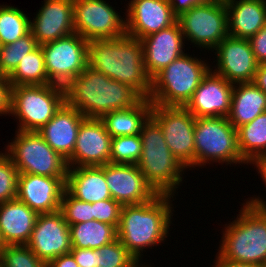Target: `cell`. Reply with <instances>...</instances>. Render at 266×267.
I'll list each match as a JSON object with an SVG mask.
<instances>
[{
	"label": "cell",
	"mask_w": 266,
	"mask_h": 267,
	"mask_svg": "<svg viewBox=\"0 0 266 267\" xmlns=\"http://www.w3.org/2000/svg\"><path fill=\"white\" fill-rule=\"evenodd\" d=\"M247 199L237 217L223 225L216 255L227 261L266 266V199L255 194Z\"/></svg>",
	"instance_id": "obj_2"
},
{
	"label": "cell",
	"mask_w": 266,
	"mask_h": 267,
	"mask_svg": "<svg viewBox=\"0 0 266 267\" xmlns=\"http://www.w3.org/2000/svg\"><path fill=\"white\" fill-rule=\"evenodd\" d=\"M209 0H168L171 5L173 13L179 17L185 11L196 5L206 3Z\"/></svg>",
	"instance_id": "obj_43"
},
{
	"label": "cell",
	"mask_w": 266,
	"mask_h": 267,
	"mask_svg": "<svg viewBox=\"0 0 266 267\" xmlns=\"http://www.w3.org/2000/svg\"><path fill=\"white\" fill-rule=\"evenodd\" d=\"M11 101V84L7 76L0 79V116H9ZM8 114V115H7Z\"/></svg>",
	"instance_id": "obj_42"
},
{
	"label": "cell",
	"mask_w": 266,
	"mask_h": 267,
	"mask_svg": "<svg viewBox=\"0 0 266 267\" xmlns=\"http://www.w3.org/2000/svg\"><path fill=\"white\" fill-rule=\"evenodd\" d=\"M177 21L185 41L201 51L205 49V53L212 52L229 35L227 8L222 1L209 0L193 6L182 13Z\"/></svg>",
	"instance_id": "obj_10"
},
{
	"label": "cell",
	"mask_w": 266,
	"mask_h": 267,
	"mask_svg": "<svg viewBox=\"0 0 266 267\" xmlns=\"http://www.w3.org/2000/svg\"><path fill=\"white\" fill-rule=\"evenodd\" d=\"M51 84L65 87L88 66V41L78 33L41 45Z\"/></svg>",
	"instance_id": "obj_12"
},
{
	"label": "cell",
	"mask_w": 266,
	"mask_h": 267,
	"mask_svg": "<svg viewBox=\"0 0 266 267\" xmlns=\"http://www.w3.org/2000/svg\"><path fill=\"white\" fill-rule=\"evenodd\" d=\"M124 15L126 34L139 40L170 27L178 19L168 0H135Z\"/></svg>",
	"instance_id": "obj_18"
},
{
	"label": "cell",
	"mask_w": 266,
	"mask_h": 267,
	"mask_svg": "<svg viewBox=\"0 0 266 267\" xmlns=\"http://www.w3.org/2000/svg\"><path fill=\"white\" fill-rule=\"evenodd\" d=\"M66 177H49L19 173L17 199L24 202L37 214L60 210Z\"/></svg>",
	"instance_id": "obj_21"
},
{
	"label": "cell",
	"mask_w": 266,
	"mask_h": 267,
	"mask_svg": "<svg viewBox=\"0 0 266 267\" xmlns=\"http://www.w3.org/2000/svg\"><path fill=\"white\" fill-rule=\"evenodd\" d=\"M13 86L47 85L51 84L45 68L44 55L41 46L26 54L16 69L8 76Z\"/></svg>",
	"instance_id": "obj_31"
},
{
	"label": "cell",
	"mask_w": 266,
	"mask_h": 267,
	"mask_svg": "<svg viewBox=\"0 0 266 267\" xmlns=\"http://www.w3.org/2000/svg\"><path fill=\"white\" fill-rule=\"evenodd\" d=\"M111 139L100 119L85 118L78 131L68 167L103 166L110 163Z\"/></svg>",
	"instance_id": "obj_17"
},
{
	"label": "cell",
	"mask_w": 266,
	"mask_h": 267,
	"mask_svg": "<svg viewBox=\"0 0 266 267\" xmlns=\"http://www.w3.org/2000/svg\"><path fill=\"white\" fill-rule=\"evenodd\" d=\"M133 1H135V0H129V1H127L128 3L125 6H128Z\"/></svg>",
	"instance_id": "obj_50"
},
{
	"label": "cell",
	"mask_w": 266,
	"mask_h": 267,
	"mask_svg": "<svg viewBox=\"0 0 266 267\" xmlns=\"http://www.w3.org/2000/svg\"><path fill=\"white\" fill-rule=\"evenodd\" d=\"M215 64L214 72L228 82H252L259 63L252 51L249 39L236 38L228 35L212 51Z\"/></svg>",
	"instance_id": "obj_14"
},
{
	"label": "cell",
	"mask_w": 266,
	"mask_h": 267,
	"mask_svg": "<svg viewBox=\"0 0 266 267\" xmlns=\"http://www.w3.org/2000/svg\"><path fill=\"white\" fill-rule=\"evenodd\" d=\"M65 103L86 118L100 119L115 110L137 105L143 97L130 86L110 79L87 66L65 87Z\"/></svg>",
	"instance_id": "obj_4"
},
{
	"label": "cell",
	"mask_w": 266,
	"mask_h": 267,
	"mask_svg": "<svg viewBox=\"0 0 266 267\" xmlns=\"http://www.w3.org/2000/svg\"><path fill=\"white\" fill-rule=\"evenodd\" d=\"M38 214L18 200L0 204V238L4 245H27Z\"/></svg>",
	"instance_id": "obj_24"
},
{
	"label": "cell",
	"mask_w": 266,
	"mask_h": 267,
	"mask_svg": "<svg viewBox=\"0 0 266 267\" xmlns=\"http://www.w3.org/2000/svg\"><path fill=\"white\" fill-rule=\"evenodd\" d=\"M115 8L106 0H73L75 33L88 42L125 35V15Z\"/></svg>",
	"instance_id": "obj_13"
},
{
	"label": "cell",
	"mask_w": 266,
	"mask_h": 267,
	"mask_svg": "<svg viewBox=\"0 0 266 267\" xmlns=\"http://www.w3.org/2000/svg\"><path fill=\"white\" fill-rule=\"evenodd\" d=\"M175 196L158 193L145 203L122 205L117 238L140 264L147 249L161 246L169 237Z\"/></svg>",
	"instance_id": "obj_1"
},
{
	"label": "cell",
	"mask_w": 266,
	"mask_h": 267,
	"mask_svg": "<svg viewBox=\"0 0 266 267\" xmlns=\"http://www.w3.org/2000/svg\"><path fill=\"white\" fill-rule=\"evenodd\" d=\"M225 5L232 37L250 39L266 24V0H228Z\"/></svg>",
	"instance_id": "obj_25"
},
{
	"label": "cell",
	"mask_w": 266,
	"mask_h": 267,
	"mask_svg": "<svg viewBox=\"0 0 266 267\" xmlns=\"http://www.w3.org/2000/svg\"><path fill=\"white\" fill-rule=\"evenodd\" d=\"M238 149L248 163L266 158V112L237 129Z\"/></svg>",
	"instance_id": "obj_29"
},
{
	"label": "cell",
	"mask_w": 266,
	"mask_h": 267,
	"mask_svg": "<svg viewBox=\"0 0 266 267\" xmlns=\"http://www.w3.org/2000/svg\"><path fill=\"white\" fill-rule=\"evenodd\" d=\"M147 262H145V263H142V264H140L138 267H152V265L151 264H149L148 265V263L146 264ZM154 267V266H153Z\"/></svg>",
	"instance_id": "obj_48"
},
{
	"label": "cell",
	"mask_w": 266,
	"mask_h": 267,
	"mask_svg": "<svg viewBox=\"0 0 266 267\" xmlns=\"http://www.w3.org/2000/svg\"><path fill=\"white\" fill-rule=\"evenodd\" d=\"M152 102L143 98L137 105L124 110H115L103 115L100 120L108 134L116 136L140 135L143 124L151 116Z\"/></svg>",
	"instance_id": "obj_28"
},
{
	"label": "cell",
	"mask_w": 266,
	"mask_h": 267,
	"mask_svg": "<svg viewBox=\"0 0 266 267\" xmlns=\"http://www.w3.org/2000/svg\"><path fill=\"white\" fill-rule=\"evenodd\" d=\"M4 75L0 72V79L3 77Z\"/></svg>",
	"instance_id": "obj_51"
},
{
	"label": "cell",
	"mask_w": 266,
	"mask_h": 267,
	"mask_svg": "<svg viewBox=\"0 0 266 267\" xmlns=\"http://www.w3.org/2000/svg\"><path fill=\"white\" fill-rule=\"evenodd\" d=\"M266 112V94L253 82L234 84L229 122L238 129Z\"/></svg>",
	"instance_id": "obj_27"
},
{
	"label": "cell",
	"mask_w": 266,
	"mask_h": 267,
	"mask_svg": "<svg viewBox=\"0 0 266 267\" xmlns=\"http://www.w3.org/2000/svg\"><path fill=\"white\" fill-rule=\"evenodd\" d=\"M104 173L111 198L121 205L142 204L158 194L135 164L110 162Z\"/></svg>",
	"instance_id": "obj_16"
},
{
	"label": "cell",
	"mask_w": 266,
	"mask_h": 267,
	"mask_svg": "<svg viewBox=\"0 0 266 267\" xmlns=\"http://www.w3.org/2000/svg\"><path fill=\"white\" fill-rule=\"evenodd\" d=\"M65 189L73 197L91 204L111 199V193L105 179L104 165L69 167Z\"/></svg>",
	"instance_id": "obj_26"
},
{
	"label": "cell",
	"mask_w": 266,
	"mask_h": 267,
	"mask_svg": "<svg viewBox=\"0 0 266 267\" xmlns=\"http://www.w3.org/2000/svg\"><path fill=\"white\" fill-rule=\"evenodd\" d=\"M72 248L98 249L117 239V229L108 223L91 220L69 225Z\"/></svg>",
	"instance_id": "obj_30"
},
{
	"label": "cell",
	"mask_w": 266,
	"mask_h": 267,
	"mask_svg": "<svg viewBox=\"0 0 266 267\" xmlns=\"http://www.w3.org/2000/svg\"><path fill=\"white\" fill-rule=\"evenodd\" d=\"M47 267H79V265L71 253H66L50 261Z\"/></svg>",
	"instance_id": "obj_44"
},
{
	"label": "cell",
	"mask_w": 266,
	"mask_h": 267,
	"mask_svg": "<svg viewBox=\"0 0 266 267\" xmlns=\"http://www.w3.org/2000/svg\"><path fill=\"white\" fill-rule=\"evenodd\" d=\"M85 118L76 108L64 103L38 133L54 151L68 160L73 154L80 124Z\"/></svg>",
	"instance_id": "obj_23"
},
{
	"label": "cell",
	"mask_w": 266,
	"mask_h": 267,
	"mask_svg": "<svg viewBox=\"0 0 266 267\" xmlns=\"http://www.w3.org/2000/svg\"><path fill=\"white\" fill-rule=\"evenodd\" d=\"M2 150L15 165L19 173L49 177H67V160L54 151L35 131H15Z\"/></svg>",
	"instance_id": "obj_9"
},
{
	"label": "cell",
	"mask_w": 266,
	"mask_h": 267,
	"mask_svg": "<svg viewBox=\"0 0 266 267\" xmlns=\"http://www.w3.org/2000/svg\"><path fill=\"white\" fill-rule=\"evenodd\" d=\"M0 267H47L27 245H4Z\"/></svg>",
	"instance_id": "obj_36"
},
{
	"label": "cell",
	"mask_w": 266,
	"mask_h": 267,
	"mask_svg": "<svg viewBox=\"0 0 266 267\" xmlns=\"http://www.w3.org/2000/svg\"><path fill=\"white\" fill-rule=\"evenodd\" d=\"M122 205L111 199H105L93 203L94 220L113 225L116 229L120 223Z\"/></svg>",
	"instance_id": "obj_39"
},
{
	"label": "cell",
	"mask_w": 266,
	"mask_h": 267,
	"mask_svg": "<svg viewBox=\"0 0 266 267\" xmlns=\"http://www.w3.org/2000/svg\"><path fill=\"white\" fill-rule=\"evenodd\" d=\"M233 87V83L210 69L184 107L195 118L227 117Z\"/></svg>",
	"instance_id": "obj_19"
},
{
	"label": "cell",
	"mask_w": 266,
	"mask_h": 267,
	"mask_svg": "<svg viewBox=\"0 0 266 267\" xmlns=\"http://www.w3.org/2000/svg\"><path fill=\"white\" fill-rule=\"evenodd\" d=\"M44 2V3H43ZM30 18V32L38 45L53 42L75 32L73 0H44Z\"/></svg>",
	"instance_id": "obj_22"
},
{
	"label": "cell",
	"mask_w": 266,
	"mask_h": 267,
	"mask_svg": "<svg viewBox=\"0 0 266 267\" xmlns=\"http://www.w3.org/2000/svg\"><path fill=\"white\" fill-rule=\"evenodd\" d=\"M249 165L250 166L252 165V168L254 166V169L256 168V171L259 174L260 178L262 179V183L264 182L263 184H265V188H266V158L253 161Z\"/></svg>",
	"instance_id": "obj_47"
},
{
	"label": "cell",
	"mask_w": 266,
	"mask_h": 267,
	"mask_svg": "<svg viewBox=\"0 0 266 267\" xmlns=\"http://www.w3.org/2000/svg\"><path fill=\"white\" fill-rule=\"evenodd\" d=\"M30 18L18 7L0 4V45L13 43L27 35Z\"/></svg>",
	"instance_id": "obj_32"
},
{
	"label": "cell",
	"mask_w": 266,
	"mask_h": 267,
	"mask_svg": "<svg viewBox=\"0 0 266 267\" xmlns=\"http://www.w3.org/2000/svg\"><path fill=\"white\" fill-rule=\"evenodd\" d=\"M38 46L31 32L13 43L0 45V72L8 77L26 54L32 52Z\"/></svg>",
	"instance_id": "obj_33"
},
{
	"label": "cell",
	"mask_w": 266,
	"mask_h": 267,
	"mask_svg": "<svg viewBox=\"0 0 266 267\" xmlns=\"http://www.w3.org/2000/svg\"><path fill=\"white\" fill-rule=\"evenodd\" d=\"M142 153L140 135L116 136L111 139V163L137 164Z\"/></svg>",
	"instance_id": "obj_34"
},
{
	"label": "cell",
	"mask_w": 266,
	"mask_h": 267,
	"mask_svg": "<svg viewBox=\"0 0 266 267\" xmlns=\"http://www.w3.org/2000/svg\"><path fill=\"white\" fill-rule=\"evenodd\" d=\"M140 138L142 153L136 165L146 181L157 193L178 196V188L184 183V173L188 171L175 158L166 144L161 127L151 116L143 124Z\"/></svg>",
	"instance_id": "obj_5"
},
{
	"label": "cell",
	"mask_w": 266,
	"mask_h": 267,
	"mask_svg": "<svg viewBox=\"0 0 266 267\" xmlns=\"http://www.w3.org/2000/svg\"><path fill=\"white\" fill-rule=\"evenodd\" d=\"M98 252L97 267H138L140 265L118 238L98 248Z\"/></svg>",
	"instance_id": "obj_35"
},
{
	"label": "cell",
	"mask_w": 266,
	"mask_h": 267,
	"mask_svg": "<svg viewBox=\"0 0 266 267\" xmlns=\"http://www.w3.org/2000/svg\"><path fill=\"white\" fill-rule=\"evenodd\" d=\"M88 66L119 81L149 99L151 79L144 68L143 47L139 39L127 34L88 42Z\"/></svg>",
	"instance_id": "obj_3"
},
{
	"label": "cell",
	"mask_w": 266,
	"mask_h": 267,
	"mask_svg": "<svg viewBox=\"0 0 266 267\" xmlns=\"http://www.w3.org/2000/svg\"><path fill=\"white\" fill-rule=\"evenodd\" d=\"M18 175L12 160L0 151V204L16 199Z\"/></svg>",
	"instance_id": "obj_38"
},
{
	"label": "cell",
	"mask_w": 266,
	"mask_h": 267,
	"mask_svg": "<svg viewBox=\"0 0 266 267\" xmlns=\"http://www.w3.org/2000/svg\"><path fill=\"white\" fill-rule=\"evenodd\" d=\"M140 41L143 47L144 68L151 80L186 53L185 44L189 45L178 21L168 28L143 37Z\"/></svg>",
	"instance_id": "obj_20"
},
{
	"label": "cell",
	"mask_w": 266,
	"mask_h": 267,
	"mask_svg": "<svg viewBox=\"0 0 266 267\" xmlns=\"http://www.w3.org/2000/svg\"><path fill=\"white\" fill-rule=\"evenodd\" d=\"M151 117L161 127L167 146L188 171L195 169V117L178 106L153 105ZM193 168V169H192Z\"/></svg>",
	"instance_id": "obj_11"
},
{
	"label": "cell",
	"mask_w": 266,
	"mask_h": 267,
	"mask_svg": "<svg viewBox=\"0 0 266 267\" xmlns=\"http://www.w3.org/2000/svg\"><path fill=\"white\" fill-rule=\"evenodd\" d=\"M27 246L46 265L56 257L70 253V228L60 210L38 214Z\"/></svg>",
	"instance_id": "obj_15"
},
{
	"label": "cell",
	"mask_w": 266,
	"mask_h": 267,
	"mask_svg": "<svg viewBox=\"0 0 266 267\" xmlns=\"http://www.w3.org/2000/svg\"><path fill=\"white\" fill-rule=\"evenodd\" d=\"M70 253L73 255L79 267H97L98 249L90 248H72Z\"/></svg>",
	"instance_id": "obj_40"
},
{
	"label": "cell",
	"mask_w": 266,
	"mask_h": 267,
	"mask_svg": "<svg viewBox=\"0 0 266 267\" xmlns=\"http://www.w3.org/2000/svg\"><path fill=\"white\" fill-rule=\"evenodd\" d=\"M195 169L207 165L225 164L239 167L249 164L238 149L237 129L227 117H201L195 119ZM232 165V166H231Z\"/></svg>",
	"instance_id": "obj_7"
},
{
	"label": "cell",
	"mask_w": 266,
	"mask_h": 267,
	"mask_svg": "<svg viewBox=\"0 0 266 267\" xmlns=\"http://www.w3.org/2000/svg\"><path fill=\"white\" fill-rule=\"evenodd\" d=\"M211 266L212 267H266L262 265H255L249 263L227 261L224 259H220L217 255L215 256V259H213V264Z\"/></svg>",
	"instance_id": "obj_46"
},
{
	"label": "cell",
	"mask_w": 266,
	"mask_h": 267,
	"mask_svg": "<svg viewBox=\"0 0 266 267\" xmlns=\"http://www.w3.org/2000/svg\"><path fill=\"white\" fill-rule=\"evenodd\" d=\"M3 247H4V244L2 243V240L0 238V257H1V254H2Z\"/></svg>",
	"instance_id": "obj_49"
},
{
	"label": "cell",
	"mask_w": 266,
	"mask_h": 267,
	"mask_svg": "<svg viewBox=\"0 0 266 267\" xmlns=\"http://www.w3.org/2000/svg\"><path fill=\"white\" fill-rule=\"evenodd\" d=\"M65 103L64 87L56 84L11 87L10 114L18 131L38 132Z\"/></svg>",
	"instance_id": "obj_8"
},
{
	"label": "cell",
	"mask_w": 266,
	"mask_h": 267,
	"mask_svg": "<svg viewBox=\"0 0 266 267\" xmlns=\"http://www.w3.org/2000/svg\"><path fill=\"white\" fill-rule=\"evenodd\" d=\"M60 211L68 225L94 220L93 203L73 197L66 189L62 195Z\"/></svg>",
	"instance_id": "obj_37"
},
{
	"label": "cell",
	"mask_w": 266,
	"mask_h": 267,
	"mask_svg": "<svg viewBox=\"0 0 266 267\" xmlns=\"http://www.w3.org/2000/svg\"><path fill=\"white\" fill-rule=\"evenodd\" d=\"M252 82L266 94V63L259 64Z\"/></svg>",
	"instance_id": "obj_45"
},
{
	"label": "cell",
	"mask_w": 266,
	"mask_h": 267,
	"mask_svg": "<svg viewBox=\"0 0 266 267\" xmlns=\"http://www.w3.org/2000/svg\"><path fill=\"white\" fill-rule=\"evenodd\" d=\"M197 57L186 52L151 80L149 100L153 105L184 107L187 104L212 66L202 59L205 57Z\"/></svg>",
	"instance_id": "obj_6"
},
{
	"label": "cell",
	"mask_w": 266,
	"mask_h": 267,
	"mask_svg": "<svg viewBox=\"0 0 266 267\" xmlns=\"http://www.w3.org/2000/svg\"><path fill=\"white\" fill-rule=\"evenodd\" d=\"M249 41L257 62L266 63V24Z\"/></svg>",
	"instance_id": "obj_41"
}]
</instances>
